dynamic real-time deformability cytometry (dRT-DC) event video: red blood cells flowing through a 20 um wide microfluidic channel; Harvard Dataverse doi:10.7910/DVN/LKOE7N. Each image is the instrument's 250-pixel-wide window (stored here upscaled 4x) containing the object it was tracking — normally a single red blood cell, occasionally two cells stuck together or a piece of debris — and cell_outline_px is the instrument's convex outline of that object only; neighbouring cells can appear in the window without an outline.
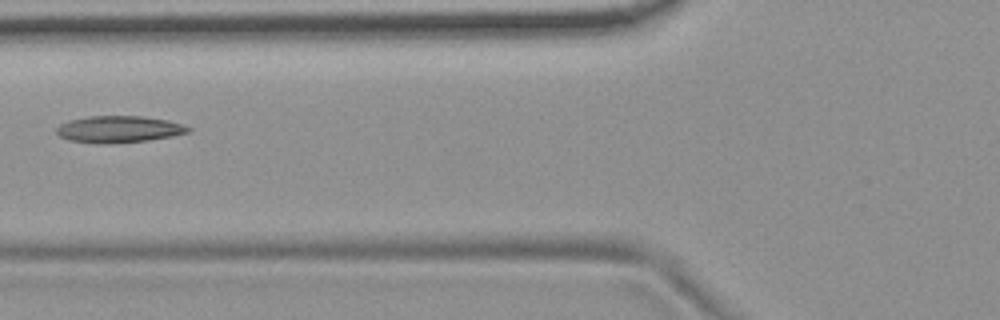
{"species": "common noctule bat (a hibernating species)", "species_latin": "Nyctalus noctula", "temperature_condition": "room temperature", "stored_images_in_passage": 7, "camera_frame_rate_fps": 3000, "um_per_image_px": 0.085, "animal": {"sex": "female", "body_mass_g": 19.9}, "frame": {"image": 1, "passage_image": 6, "time_ms": 6.0, "image_size_px": [1000, 320], "cell_outline_px": [[192, 128], [188, 132], [172, 136], [148, 140], [108, 144], [104, 144], [68, 140], [60, 136], [56, 132], [56, 128], [60, 124], [68, 120], [88, 116], [140, 116], [168, 120]], "centroid_in_image_um": [10.07, 10.98], "position_along_channel_um": 115.7, "area_um2": 20.46}}
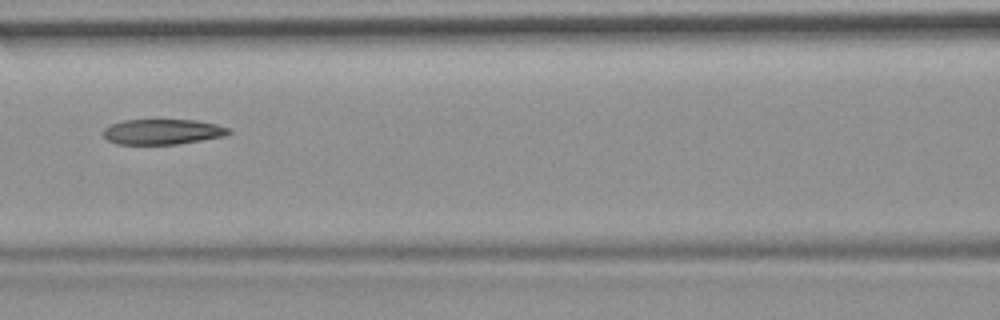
{"frame": {"image": 2, "passage_image": 7, "time_ms": 7.0, "image_size_px": [1000, 320], "cell_outline_px": [[232, 132], [228, 136], [176, 144], [116, 144], [108, 140], [104, 136], [104, 128], [112, 124], [124, 120], [196, 120], [216, 124], [228, 128]], "centroid_in_image_um": [13.85, 11.2], "position_along_channel_um": 152.7, "area_um2": 18.5}}